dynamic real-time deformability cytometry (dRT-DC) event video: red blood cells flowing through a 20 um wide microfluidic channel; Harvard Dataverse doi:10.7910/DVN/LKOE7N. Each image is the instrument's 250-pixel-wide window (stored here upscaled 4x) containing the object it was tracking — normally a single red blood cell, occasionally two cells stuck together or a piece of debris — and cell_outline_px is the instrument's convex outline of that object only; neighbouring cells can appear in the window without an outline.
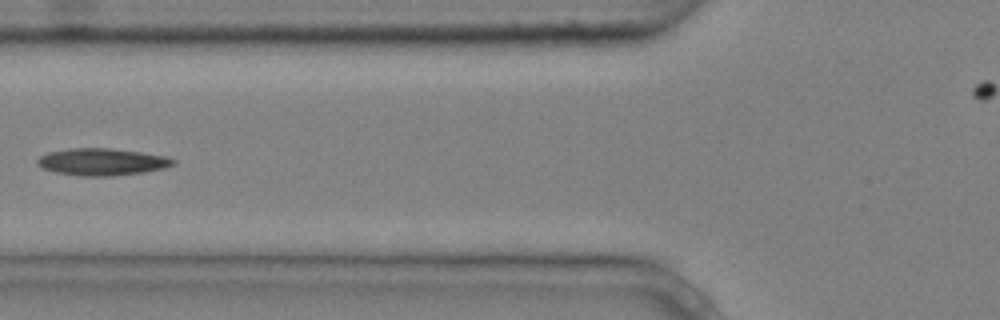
{"species": "common noctule bat (a hibernating species)", "species_latin": "Nyctalus noctula", "temperature_condition": "cold", "stored_images_in_passage": 5, "camera_frame_rate_fps": 3000, "um_per_image_px": 0.085, "animal": {"sex": "male", "body_mass_g": 20.4}, "frame": {"image": 1, "passage_image": 4, "time_ms": 1.0, "image_size_px": [1000, 320], "cell_outline_px": [[176, 164], [164, 168], [144, 172], [112, 176], [80, 176], [56, 172], [40, 168], [36, 164], [36, 160], [40, 156], [48, 152], [68, 148], [112, 148], [140, 152], [164, 156], [176, 160]], "centroid_in_image_um": [8.64, 13.76], "position_along_channel_um": 117.2, "area_um2": 21.56}}